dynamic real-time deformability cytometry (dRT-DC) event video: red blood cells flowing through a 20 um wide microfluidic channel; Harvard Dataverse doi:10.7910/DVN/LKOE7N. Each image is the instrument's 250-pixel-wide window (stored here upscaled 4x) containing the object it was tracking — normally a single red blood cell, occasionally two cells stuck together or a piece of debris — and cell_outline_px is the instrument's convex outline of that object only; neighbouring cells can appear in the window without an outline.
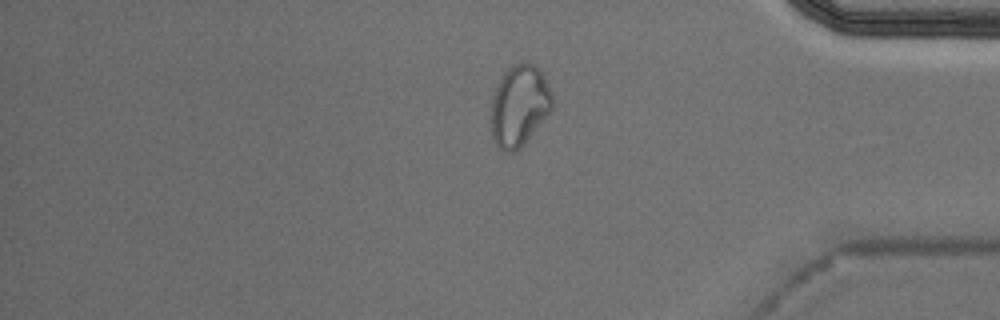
{"species": "Egyptian fruit bat (a non-hibernating species)", "species_latin": "Rousettus aegyptiacus", "temperature_condition": "cold", "stored_images_in_passage": 46, "camera_frame_rate_fps": 3000, "um_per_image_px": 0.085, "animal": {"sex": "male"}, "frame": {"image": 1, "passage_image": 40, "time_ms": 13.0, "image_size_px": [1000, 320], "cell_outline_px": [[552, 108], [516, 152], [504, 152], [492, 140], [492, 96], [504, 72], [512, 64], [520, 60], [532, 64], [540, 68], [552, 92]], "centroid_in_image_um": [44.13, 8.94], "position_along_channel_um": 391.1, "area_um2": 28.73}, "authors_computed_cell_mechanics": {"area_um2": 20.6635, "velocity_mm_per_s": 3.7314, "shape_relaxation_time_tau1_ms": null, "shape_relaxation_time_tau2_ms": 1.7324, "deformation_change_tau1": null, "deformation_change_tau2": 0.0685}}